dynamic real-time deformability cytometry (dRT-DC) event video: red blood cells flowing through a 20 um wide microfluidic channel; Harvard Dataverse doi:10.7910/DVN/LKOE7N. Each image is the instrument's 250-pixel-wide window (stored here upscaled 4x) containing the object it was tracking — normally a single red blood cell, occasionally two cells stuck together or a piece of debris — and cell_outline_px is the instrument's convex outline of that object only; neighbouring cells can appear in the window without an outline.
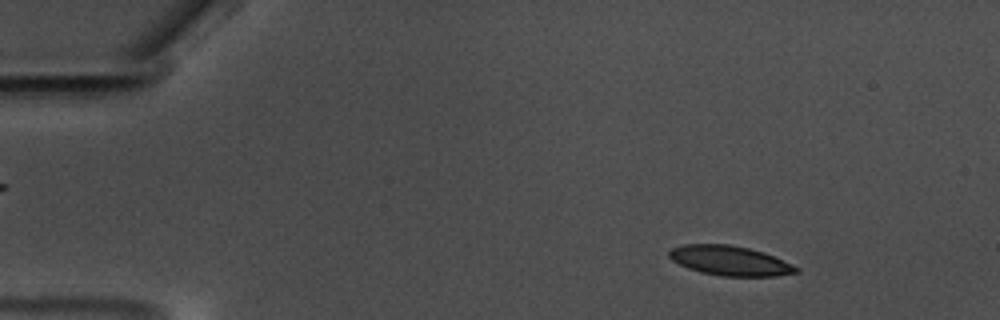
{"species": "common noctule bat (a hibernating species)", "species_latin": "Nyctalus noctula", "temperature_condition": "warm", "stored_images_in_passage": 58, "camera_frame_rate_fps": 3000, "um_per_image_px": 0.085, "animal": {"sex": "male", "body_mass_g": 17.5, "forearm_length_mm": 52.3}, "frame": {"image": 1, "passage_image": 8, "time_ms": 2.333, "image_size_px": [1000, 320], "cell_outline_px": [[800, 272], [776, 276], [724, 276], [700, 272], [688, 268], [672, 260], [668, 256], [668, 252], [672, 248], [684, 244], [728, 244], [748, 248], [764, 252], [792, 264], [800, 268]], "centroid_in_image_um": [62.06, 22.16], "position_along_channel_um": 22.9, "area_um2": 21.96}}
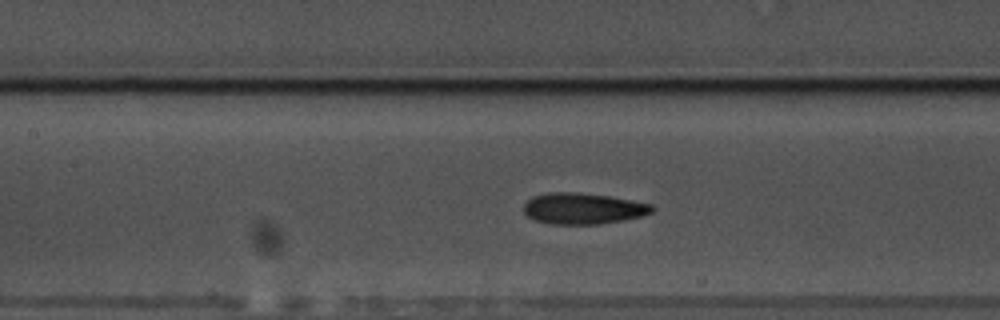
{"frame": {"image": 2, "passage_image": 27, "time_ms": 8.667, "image_size_px": [1000, 320], "cell_outline_px": [[656, 208], [652, 212], [644, 216], [624, 220], [600, 224], [548, 224], [532, 220], [524, 212], [524, 204], [532, 196], [548, 192], [580, 192], [608, 196], [632, 200], [652, 204]], "centroid_in_image_um": [49.56, 17.73], "position_along_channel_um": 157.8, "area_um2": 23.64}}
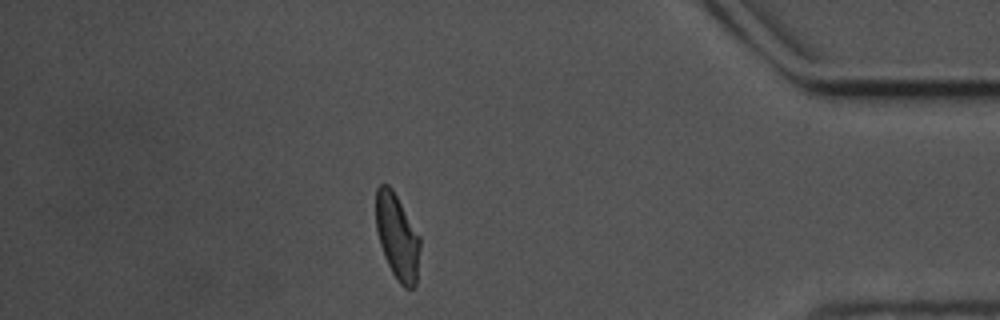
{"frame": {"image": 3, "passage_image": 51, "time_ms": 16.667, "image_size_px": [1000, 320], "cell_outline_px": [[420, 248], [416, 284], [412, 288], [404, 288], [400, 284], [392, 272], [384, 256], [380, 244], [376, 228], [376, 188], [380, 184], [388, 184], [392, 188], [420, 236]], "centroid_in_image_um": [33.77, 20.12], "position_along_channel_um": 401.4, "area_um2": 21.96}, "authors_computed_cell_mechanics": {"area_um2": 22.4553, "velocity_mm_per_s": 3.5097, "shape_relaxation_time_tau1_ms": 6.094, "shape_relaxation_time_tau2_ms": 3.0637, "deformation_change_tau1": 0.1547, "deformation_change_tau2": 0.0966}}